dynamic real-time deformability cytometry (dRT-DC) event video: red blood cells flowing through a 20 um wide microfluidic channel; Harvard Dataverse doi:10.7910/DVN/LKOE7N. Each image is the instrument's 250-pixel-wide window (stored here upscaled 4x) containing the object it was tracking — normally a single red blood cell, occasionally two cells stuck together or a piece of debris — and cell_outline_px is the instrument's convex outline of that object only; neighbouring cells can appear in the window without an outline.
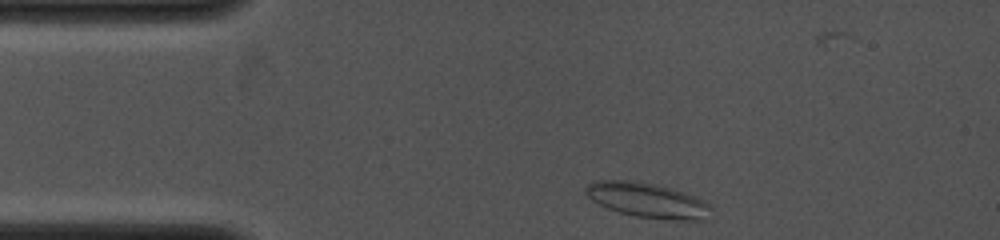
{"species": "common noctule bat (a hibernating species)", "species_latin": "Nyctalus noctula", "temperature_condition": "cold", "stored_images_in_passage": 8, "camera_frame_rate_fps": 4000, "um_per_image_px": 0.085, "animal": {"sex": "female", "body_mass_g": 19.0, "forearm_length_mm": 53.3}, "frame": {"image": 1, "passage_image": 1, "time_ms": 0.0, "image_size_px": [1000, 240], "cell_outline_px": [[712, 208], [704, 220], [676, 220], [636, 216], [620, 212], [608, 208], [592, 200], [584, 192], [584, 188], [588, 184], [596, 180], [628, 180], [652, 184], [672, 188], [704, 200]], "centroid_in_image_um": [55.02, 17.01], "position_along_channel_um": 30.0, "area_um2": 25.14}}
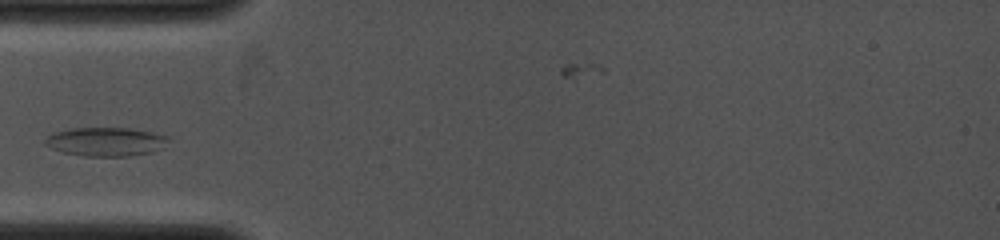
{"frame": {"image": 2, "passage_image": 5, "time_ms": 2.0, "image_size_px": [1000, 240], "cell_outline_px": [[168, 140], [160, 148], [152, 152], [128, 156], [84, 156], [64, 152], [52, 148], [44, 144], [44, 140], [52, 132], [72, 128], [128, 128], [152, 132], [168, 136]], "centroid_in_image_um": [8.96, 12.04], "position_along_channel_um": 76.0, "area_um2": 20.52}}
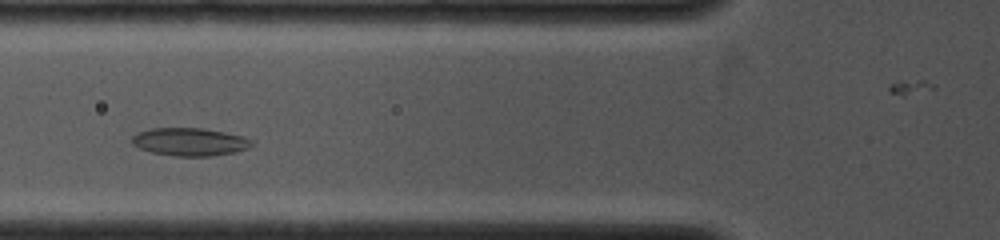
{"frame": {"image": 3, "passage_image": 6, "time_ms": 2.75, "image_size_px": [1000, 240], "cell_outline_px": [[252, 144], [248, 148], [236, 152], [212, 156], [176, 156], [152, 152], [140, 148], [132, 144], [132, 136], [136, 132], [152, 128], [204, 128], [244, 136], [252, 140]], "centroid_in_image_um": [16.13, 12.05], "position_along_channel_um": 109.7, "area_um2": 19.54}}